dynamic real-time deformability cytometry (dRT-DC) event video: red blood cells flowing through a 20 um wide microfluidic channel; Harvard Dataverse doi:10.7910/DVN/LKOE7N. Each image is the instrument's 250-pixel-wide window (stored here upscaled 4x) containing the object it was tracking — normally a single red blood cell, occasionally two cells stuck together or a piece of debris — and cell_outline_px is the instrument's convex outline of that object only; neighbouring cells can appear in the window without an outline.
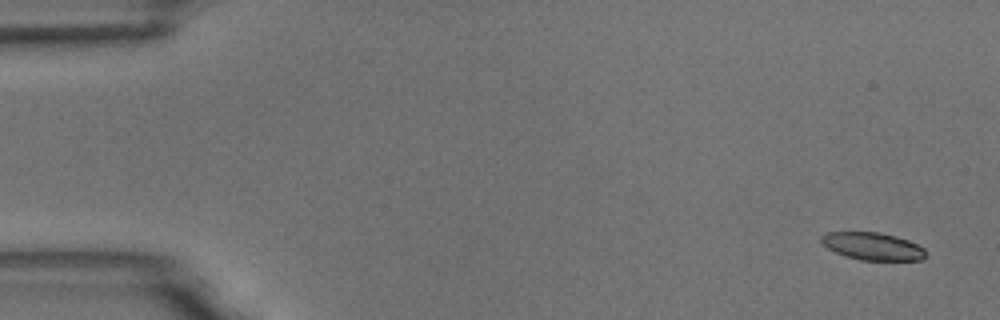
{"species": "common noctule bat (a hibernating species)", "species_latin": "Nyctalus noctula", "temperature_condition": "room temperature", "stored_images_in_passage": 6, "camera_frame_rate_fps": 3000, "um_per_image_px": 0.085, "animal": {"sex": "male", "body_mass_g": 18.8}, "frame": {"image": 1, "passage_image": 1, "time_ms": 0.0, "image_size_px": [1000, 320], "cell_outline_px": [[924, 256], [920, 260], [860, 260], [844, 256], [828, 248], [820, 240], [820, 236], [828, 232], [876, 232], [896, 236], [908, 240], [924, 248]], "centroid_in_image_um": [74.14, 20.93], "position_along_channel_um": 10.9, "area_um2": 16.59}}
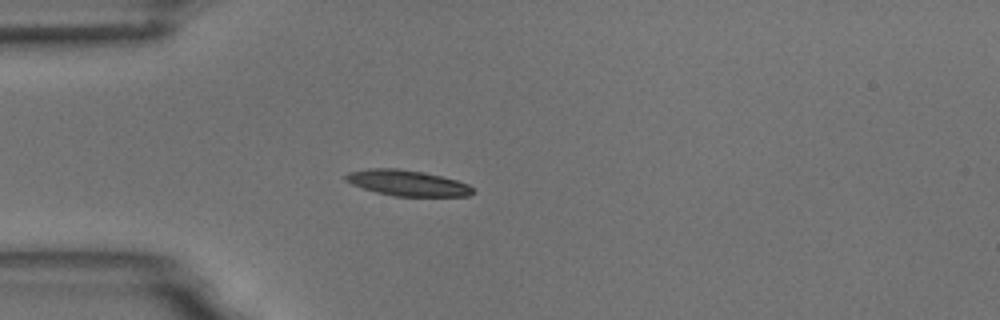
{"frame": {"image": 2, "passage_image": 5, "time_ms": 4.333, "image_size_px": [1000, 320], "cell_outline_px": [[476, 192], [468, 196], [396, 196], [376, 192], [352, 184], [344, 180], [344, 176], [348, 172], [368, 168], [396, 168], [424, 172], [456, 180], [468, 184]], "centroid_in_image_um": [34.61, 15.55], "position_along_channel_um": 50.4, "area_um2": 19.02}}